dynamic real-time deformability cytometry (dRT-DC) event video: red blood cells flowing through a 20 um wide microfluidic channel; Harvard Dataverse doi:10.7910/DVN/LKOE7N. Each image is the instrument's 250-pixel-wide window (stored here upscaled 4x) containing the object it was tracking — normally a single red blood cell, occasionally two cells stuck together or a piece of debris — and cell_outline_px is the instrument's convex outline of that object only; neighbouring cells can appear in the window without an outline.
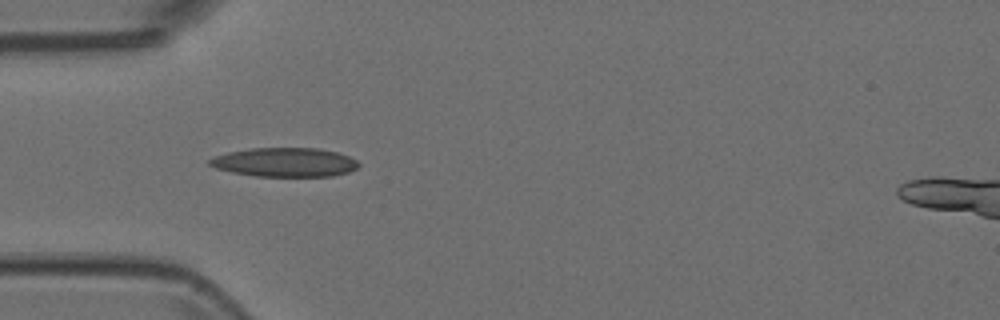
{"species": "Egyptian fruit bat (a non-hibernating species)", "species_latin": "Rousettus aegyptiacus", "temperature_condition": "room temperature", "stored_images_in_passage": 35, "camera_frame_rate_fps": 3000, "um_per_image_px": 0.085, "animal": {"sex": "female"}, "frame": {"image": 1, "passage_image": 1, "time_ms": 0.0, "image_size_px": [1000, 320], "cell_outline_px": [[360, 164], [356, 168], [348, 172], [332, 176], [256, 176], [232, 172], [216, 168], [208, 164], [208, 160], [216, 156], [228, 152], [252, 148], [320, 148], [336, 152], [348, 156], [356, 160]], "centroid_in_image_um": [24.21, 13.79], "position_along_channel_um": 60.8, "area_um2": 25.09}}
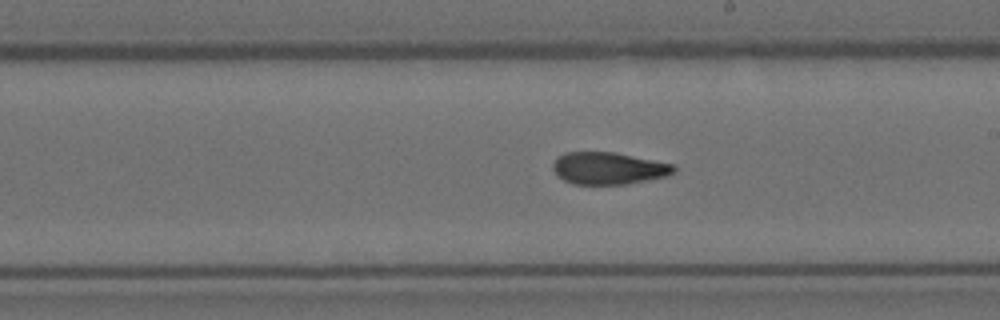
{"frame": {"image": 2, "passage_image": 15, "time_ms": 4.667, "image_size_px": [1000, 320], "cell_outline_px": [[676, 172], [668, 176], [624, 184], [572, 184], [564, 180], [552, 168], [552, 164], [564, 152], [616, 152], [676, 164]], "centroid_in_image_um": [51.79, 14.29], "position_along_channel_um": 237.2, "area_um2": 22.72}}
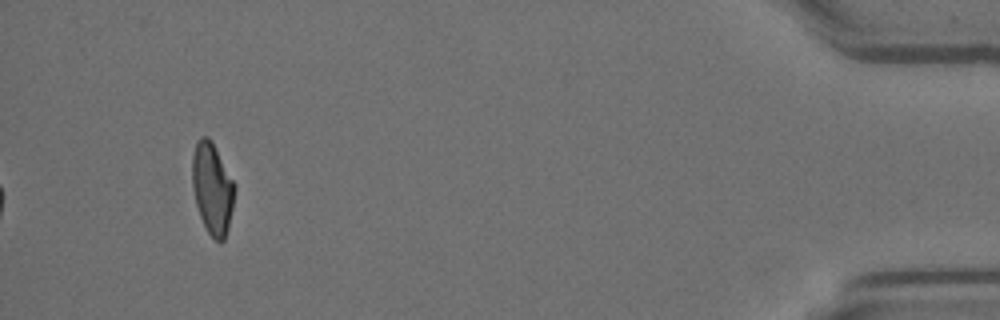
{"frame": {"image": 3, "passage_image": 35, "time_ms": 11.333, "image_size_px": [1000, 320], "cell_outline_px": [[236, 188], [228, 228], [224, 240], [220, 244], [208, 232], [200, 216], [196, 204], [192, 184], [192, 156], [196, 140], [200, 136], [208, 136], [212, 140], [236, 184]], "centroid_in_image_um": [18.05, 15.97], "position_along_channel_um": 417.1, "area_um2": 22.83}}